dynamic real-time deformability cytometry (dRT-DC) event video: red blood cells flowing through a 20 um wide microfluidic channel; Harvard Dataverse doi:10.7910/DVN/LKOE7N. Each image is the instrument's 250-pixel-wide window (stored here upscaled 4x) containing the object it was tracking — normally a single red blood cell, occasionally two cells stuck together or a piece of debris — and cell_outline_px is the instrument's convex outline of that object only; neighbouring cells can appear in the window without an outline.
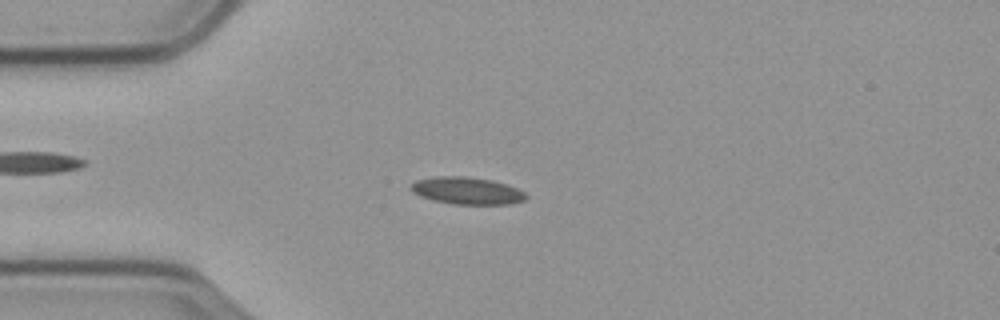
{"species": "common noctule bat (a hibernating species)", "species_latin": "Nyctalus noctula", "temperature_condition": "cold", "stored_images_in_passage": 45, "camera_frame_rate_fps": 3000, "um_per_image_px": 0.085, "animal": {"sex": "male", "body_mass_g": 23.1, "forearm_length_mm": 52.7}, "frame": {"image": 1, "passage_image": 2, "time_ms": 0.333, "image_size_px": [1000, 320], "cell_outline_px": [[528, 196], [524, 200], [512, 204], [452, 204], [432, 200], [420, 196], [412, 192], [408, 188], [416, 180], [432, 176], [468, 176], [492, 180], [516, 188], [524, 192]], "centroid_in_image_um": [39.65, 16.21], "position_along_channel_um": 45.4, "area_um2": 18.38}}
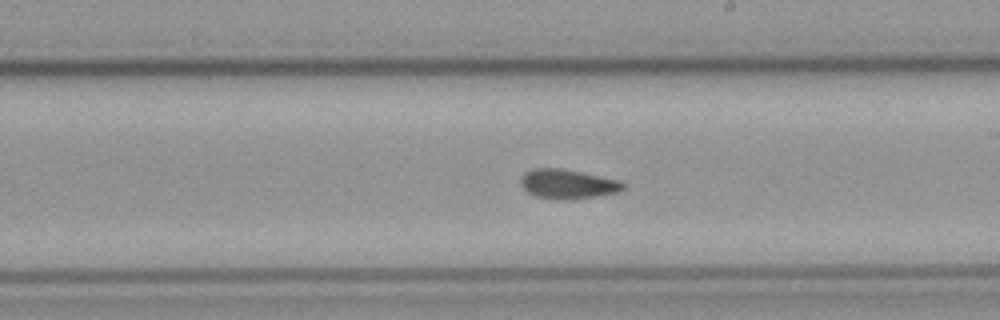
{"frame": {"image": 2, "passage_image": 20, "time_ms": 6.333, "image_size_px": [1000, 320], "cell_outline_px": [[624, 188], [616, 192], [596, 196], [572, 200], [556, 200], [536, 196], [528, 192], [520, 184], [520, 180], [524, 172], [532, 168], [560, 168], [620, 180], [624, 184]], "centroid_in_image_um": [48.21, 15.65], "position_along_channel_um": 240.8, "area_um2": 17.57}}
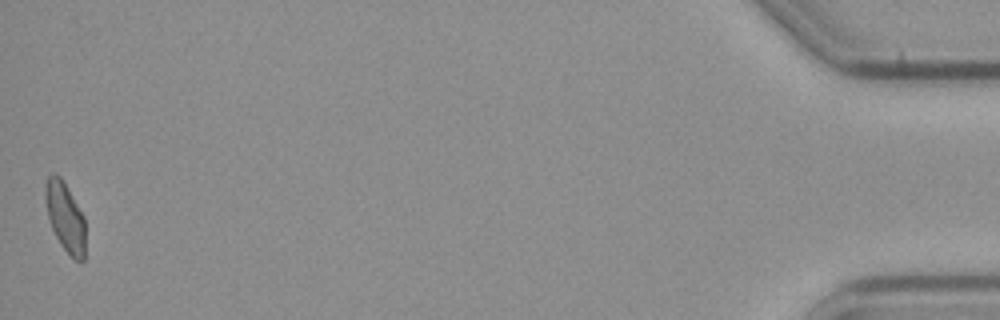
{"frame": {"image": 3, "passage_image": 45, "time_ms": 14.667, "image_size_px": [1000, 320], "cell_outline_px": [[84, 260], [76, 260], [60, 244], [52, 228], [48, 216], [44, 196], [44, 184], [48, 176], [52, 172], [56, 172], [60, 176], [84, 216]], "centroid_in_image_um": [5.51, 18.38], "position_along_channel_um": 429.7, "area_um2": 15.95}, "authors_computed_cell_mechanics": {"area_um2": 16.9932, "velocity_mm_per_s": 3.5202, "shape_relaxation_time_tau1_ms": 10.5692, "shape_relaxation_time_tau2_ms": 2.2697, "deformation_change_tau1": 0.1861, "deformation_change_tau2": 0.077}}